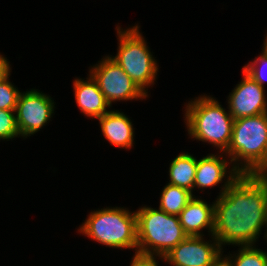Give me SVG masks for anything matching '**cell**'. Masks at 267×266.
Listing matches in <instances>:
<instances>
[{
    "label": "cell",
    "instance_id": "18",
    "mask_svg": "<svg viewBox=\"0 0 267 266\" xmlns=\"http://www.w3.org/2000/svg\"><path fill=\"white\" fill-rule=\"evenodd\" d=\"M242 69L264 88V82L267 81V53L262 49L261 54Z\"/></svg>",
    "mask_w": 267,
    "mask_h": 266
},
{
    "label": "cell",
    "instance_id": "24",
    "mask_svg": "<svg viewBox=\"0 0 267 266\" xmlns=\"http://www.w3.org/2000/svg\"><path fill=\"white\" fill-rule=\"evenodd\" d=\"M264 43H263V50L267 53V33H266V36L264 38Z\"/></svg>",
    "mask_w": 267,
    "mask_h": 266
},
{
    "label": "cell",
    "instance_id": "13",
    "mask_svg": "<svg viewBox=\"0 0 267 266\" xmlns=\"http://www.w3.org/2000/svg\"><path fill=\"white\" fill-rule=\"evenodd\" d=\"M73 90L75 102L84 116L97 119L110 111L107 110L111 107L110 104L90 74L86 80L75 78Z\"/></svg>",
    "mask_w": 267,
    "mask_h": 266
},
{
    "label": "cell",
    "instance_id": "4",
    "mask_svg": "<svg viewBox=\"0 0 267 266\" xmlns=\"http://www.w3.org/2000/svg\"><path fill=\"white\" fill-rule=\"evenodd\" d=\"M78 233L110 248L138 251L137 216L124 207H106L91 211Z\"/></svg>",
    "mask_w": 267,
    "mask_h": 266
},
{
    "label": "cell",
    "instance_id": "21",
    "mask_svg": "<svg viewBox=\"0 0 267 266\" xmlns=\"http://www.w3.org/2000/svg\"><path fill=\"white\" fill-rule=\"evenodd\" d=\"M157 257L161 259L162 262L164 261V257L136 251L131 258L130 266H158V260H156L158 259Z\"/></svg>",
    "mask_w": 267,
    "mask_h": 266
},
{
    "label": "cell",
    "instance_id": "11",
    "mask_svg": "<svg viewBox=\"0 0 267 266\" xmlns=\"http://www.w3.org/2000/svg\"><path fill=\"white\" fill-rule=\"evenodd\" d=\"M223 154V152L211 153L197 161L193 191L198 188L199 190L202 189L200 191L203 192L204 189L213 188L221 183V190L218 195L220 196L241 175L232 165L231 159ZM230 165L231 167L228 168Z\"/></svg>",
    "mask_w": 267,
    "mask_h": 266
},
{
    "label": "cell",
    "instance_id": "7",
    "mask_svg": "<svg viewBox=\"0 0 267 266\" xmlns=\"http://www.w3.org/2000/svg\"><path fill=\"white\" fill-rule=\"evenodd\" d=\"M89 74L111 107L113 102L144 100L148 97L109 55L91 66Z\"/></svg>",
    "mask_w": 267,
    "mask_h": 266
},
{
    "label": "cell",
    "instance_id": "3",
    "mask_svg": "<svg viewBox=\"0 0 267 266\" xmlns=\"http://www.w3.org/2000/svg\"><path fill=\"white\" fill-rule=\"evenodd\" d=\"M183 116L189 138L209 143L218 152L228 149L234 118L214 97L204 94L186 102Z\"/></svg>",
    "mask_w": 267,
    "mask_h": 266
},
{
    "label": "cell",
    "instance_id": "9",
    "mask_svg": "<svg viewBox=\"0 0 267 266\" xmlns=\"http://www.w3.org/2000/svg\"><path fill=\"white\" fill-rule=\"evenodd\" d=\"M223 249L217 239L205 241L203 236H187L164 257L171 266H214L222 257Z\"/></svg>",
    "mask_w": 267,
    "mask_h": 266
},
{
    "label": "cell",
    "instance_id": "17",
    "mask_svg": "<svg viewBox=\"0 0 267 266\" xmlns=\"http://www.w3.org/2000/svg\"><path fill=\"white\" fill-rule=\"evenodd\" d=\"M240 247L235 254L224 255L231 266H267V252L256 245Z\"/></svg>",
    "mask_w": 267,
    "mask_h": 266
},
{
    "label": "cell",
    "instance_id": "8",
    "mask_svg": "<svg viewBox=\"0 0 267 266\" xmlns=\"http://www.w3.org/2000/svg\"><path fill=\"white\" fill-rule=\"evenodd\" d=\"M52 97L38 89L21 92L15 108L16 123L20 138L34 135L49 123L55 104Z\"/></svg>",
    "mask_w": 267,
    "mask_h": 266
},
{
    "label": "cell",
    "instance_id": "22",
    "mask_svg": "<svg viewBox=\"0 0 267 266\" xmlns=\"http://www.w3.org/2000/svg\"><path fill=\"white\" fill-rule=\"evenodd\" d=\"M11 64L7 57L0 53V82L11 75Z\"/></svg>",
    "mask_w": 267,
    "mask_h": 266
},
{
    "label": "cell",
    "instance_id": "10",
    "mask_svg": "<svg viewBox=\"0 0 267 266\" xmlns=\"http://www.w3.org/2000/svg\"><path fill=\"white\" fill-rule=\"evenodd\" d=\"M243 78L227 99L228 110L235 119L267 113L265 88L260 86L243 69Z\"/></svg>",
    "mask_w": 267,
    "mask_h": 266
},
{
    "label": "cell",
    "instance_id": "14",
    "mask_svg": "<svg viewBox=\"0 0 267 266\" xmlns=\"http://www.w3.org/2000/svg\"><path fill=\"white\" fill-rule=\"evenodd\" d=\"M101 133L110 145L131 149L134 144V129L131 119L119 110H110L97 118Z\"/></svg>",
    "mask_w": 267,
    "mask_h": 266
},
{
    "label": "cell",
    "instance_id": "25",
    "mask_svg": "<svg viewBox=\"0 0 267 266\" xmlns=\"http://www.w3.org/2000/svg\"><path fill=\"white\" fill-rule=\"evenodd\" d=\"M261 175L267 180V167L262 171Z\"/></svg>",
    "mask_w": 267,
    "mask_h": 266
},
{
    "label": "cell",
    "instance_id": "6",
    "mask_svg": "<svg viewBox=\"0 0 267 266\" xmlns=\"http://www.w3.org/2000/svg\"><path fill=\"white\" fill-rule=\"evenodd\" d=\"M135 212L139 252L165 257L188 236L177 215H170L159 208L146 205L139 207Z\"/></svg>",
    "mask_w": 267,
    "mask_h": 266
},
{
    "label": "cell",
    "instance_id": "23",
    "mask_svg": "<svg viewBox=\"0 0 267 266\" xmlns=\"http://www.w3.org/2000/svg\"><path fill=\"white\" fill-rule=\"evenodd\" d=\"M214 266H231L224 256Z\"/></svg>",
    "mask_w": 267,
    "mask_h": 266
},
{
    "label": "cell",
    "instance_id": "1",
    "mask_svg": "<svg viewBox=\"0 0 267 266\" xmlns=\"http://www.w3.org/2000/svg\"><path fill=\"white\" fill-rule=\"evenodd\" d=\"M213 236L223 245H256L267 229V180L261 174H241L214 201Z\"/></svg>",
    "mask_w": 267,
    "mask_h": 266
},
{
    "label": "cell",
    "instance_id": "19",
    "mask_svg": "<svg viewBox=\"0 0 267 266\" xmlns=\"http://www.w3.org/2000/svg\"><path fill=\"white\" fill-rule=\"evenodd\" d=\"M9 77L0 82V109L15 111L21 92L9 81Z\"/></svg>",
    "mask_w": 267,
    "mask_h": 266
},
{
    "label": "cell",
    "instance_id": "16",
    "mask_svg": "<svg viewBox=\"0 0 267 266\" xmlns=\"http://www.w3.org/2000/svg\"><path fill=\"white\" fill-rule=\"evenodd\" d=\"M194 196L188 189L167 183L162 188L158 208L167 214L178 216Z\"/></svg>",
    "mask_w": 267,
    "mask_h": 266
},
{
    "label": "cell",
    "instance_id": "20",
    "mask_svg": "<svg viewBox=\"0 0 267 266\" xmlns=\"http://www.w3.org/2000/svg\"><path fill=\"white\" fill-rule=\"evenodd\" d=\"M20 137L15 111L0 109V140H12Z\"/></svg>",
    "mask_w": 267,
    "mask_h": 266
},
{
    "label": "cell",
    "instance_id": "5",
    "mask_svg": "<svg viewBox=\"0 0 267 266\" xmlns=\"http://www.w3.org/2000/svg\"><path fill=\"white\" fill-rule=\"evenodd\" d=\"M131 27V28H130ZM122 29L118 24L115 28L118 48L115 56L109 55L134 83L148 96V88L155 84L158 74L157 59L153 57L150 47L136 24Z\"/></svg>",
    "mask_w": 267,
    "mask_h": 266
},
{
    "label": "cell",
    "instance_id": "12",
    "mask_svg": "<svg viewBox=\"0 0 267 266\" xmlns=\"http://www.w3.org/2000/svg\"><path fill=\"white\" fill-rule=\"evenodd\" d=\"M179 222L188 236H204L203 230H208V235L214 231V202L208 204L205 199L194 196L178 215Z\"/></svg>",
    "mask_w": 267,
    "mask_h": 266
},
{
    "label": "cell",
    "instance_id": "26",
    "mask_svg": "<svg viewBox=\"0 0 267 266\" xmlns=\"http://www.w3.org/2000/svg\"><path fill=\"white\" fill-rule=\"evenodd\" d=\"M263 239H265L266 240V243H267V229H266V232L264 234V238Z\"/></svg>",
    "mask_w": 267,
    "mask_h": 266
},
{
    "label": "cell",
    "instance_id": "15",
    "mask_svg": "<svg viewBox=\"0 0 267 266\" xmlns=\"http://www.w3.org/2000/svg\"><path fill=\"white\" fill-rule=\"evenodd\" d=\"M198 159L188 152H182L170 162L168 184L193 192Z\"/></svg>",
    "mask_w": 267,
    "mask_h": 266
},
{
    "label": "cell",
    "instance_id": "2",
    "mask_svg": "<svg viewBox=\"0 0 267 266\" xmlns=\"http://www.w3.org/2000/svg\"><path fill=\"white\" fill-rule=\"evenodd\" d=\"M224 155L241 174H261L267 167V113L235 119Z\"/></svg>",
    "mask_w": 267,
    "mask_h": 266
}]
</instances>
